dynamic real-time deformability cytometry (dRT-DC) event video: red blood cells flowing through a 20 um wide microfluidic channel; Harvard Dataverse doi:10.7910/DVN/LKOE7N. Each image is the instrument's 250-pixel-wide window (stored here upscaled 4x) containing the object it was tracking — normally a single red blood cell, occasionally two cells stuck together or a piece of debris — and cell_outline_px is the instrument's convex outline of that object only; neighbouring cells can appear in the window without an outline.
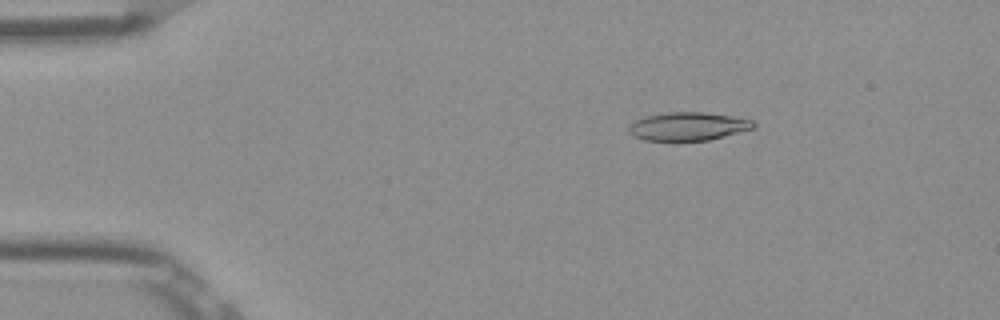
{"species": "Egyptian fruit bat (a non-hibernating species)", "species_latin": "Rousettus aegyptiacus", "temperature_condition": "room temperature", "stored_images_in_passage": 52, "camera_frame_rate_fps": 3000, "um_per_image_px": 0.085, "frame": {"image": 1, "passage_image": 9, "time_ms": 2.667, "image_size_px": [1000, 320], "cell_outline_px": [[756, 128], [708, 140], [644, 140], [632, 136], [628, 132], [628, 124], [636, 120], [648, 116], [668, 112], [704, 112], [732, 116], [752, 120], [756, 124]], "centroid_in_image_um": [58.48, 10.74], "position_along_channel_um": 26.5, "area_um2": 20.52}}
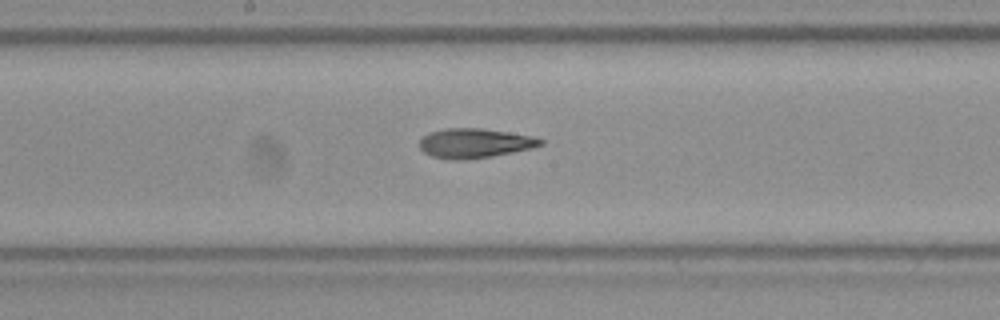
{"frame": {"image": 2, "passage_image": 28, "time_ms": 9.0, "image_size_px": [1000, 320], "cell_outline_px": [[544, 144], [532, 148], [492, 156], [460, 160], [448, 160], [432, 156], [424, 152], [420, 148], [420, 140], [428, 132], [444, 128], [480, 128], [508, 132], [532, 136], [544, 140]], "centroid_in_image_um": [40.33, 12.17], "position_along_channel_um": 207.9, "area_um2": 20.81}}
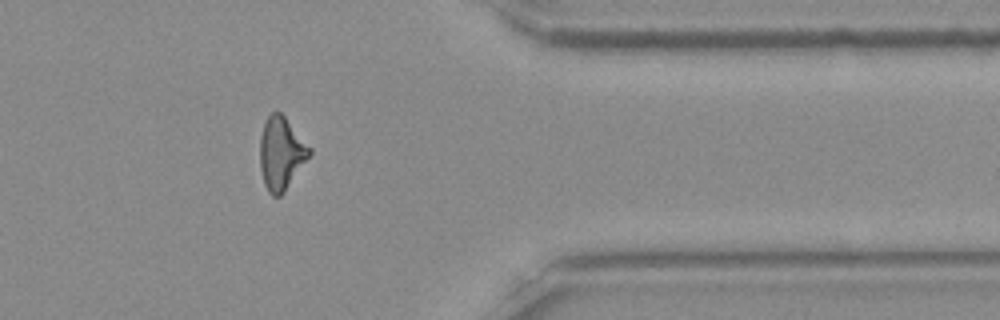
{"frame": {"image": 3, "passage_image": 43, "time_ms": 14.0, "image_size_px": [1000, 320], "cell_outline_px": [[312, 152], [284, 192], [280, 196], [272, 196], [268, 192], [264, 184], [260, 168], [260, 136], [264, 124], [268, 116], [272, 112], [280, 112], [284, 116], [312, 148]], "centroid_in_image_um": [23.89, 13.04], "position_along_channel_um": 387.5, "area_um2": 20.87}, "authors_computed_cell_mechanics": {"area_um2": 20.808, "velocity_mm_per_s": 3.9153, "shape_relaxation_time_tau1_ms": 6.2663, "shape_relaxation_time_tau2_ms": 2.0186, "deformation_change_tau1": 0.2011, "deformation_change_tau2": 0.1183}}